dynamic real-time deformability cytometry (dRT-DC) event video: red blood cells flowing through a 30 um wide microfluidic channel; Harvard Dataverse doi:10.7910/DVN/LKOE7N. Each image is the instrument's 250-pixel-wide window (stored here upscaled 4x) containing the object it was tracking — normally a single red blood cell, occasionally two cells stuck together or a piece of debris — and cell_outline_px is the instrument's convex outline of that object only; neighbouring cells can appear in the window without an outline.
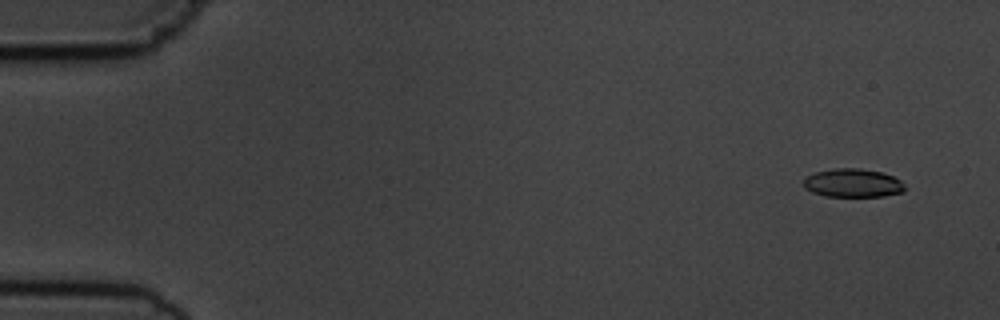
{"species": "common noctule bat (a hibernating species)", "species_latin": "Nyctalus noctula", "temperature_condition": "cold", "stored_images_in_passage": 5, "camera_frame_rate_fps": 3000, "um_per_image_px": 0.085, "animal": {"sex": "male", "body_mass_g": 19.5, "forearm_length_mm": 54.6}, "frame": {"image": 1, "passage_image": 2, "time_ms": 1.0, "image_size_px": [1000, 320], "cell_outline_px": [[904, 192], [884, 196], [824, 196], [812, 192], [804, 188], [804, 176], [816, 172], [832, 168], [860, 168], [880, 172], [892, 176], [900, 180], [904, 184]], "centroid_in_image_um": [72.46, 15.55], "position_along_channel_um": 12.5, "area_um2": 16.88}}
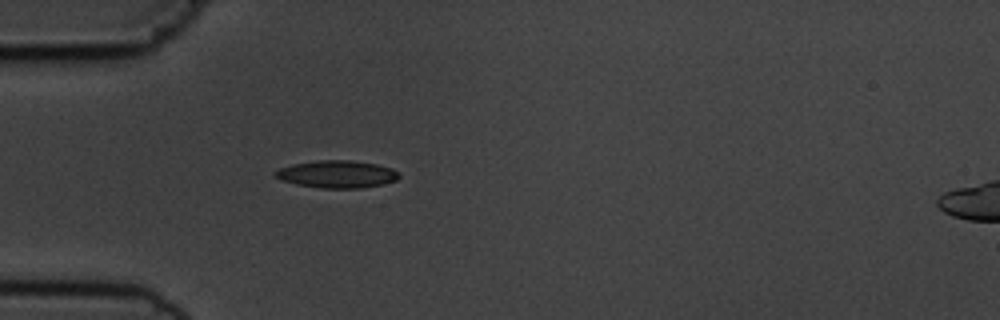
{"frame": {"image": 2, "passage_image": 5, "time_ms": 5.333, "image_size_px": [1000, 320], "cell_outline_px": [[400, 176], [396, 180], [380, 184], [360, 188], [324, 188], [296, 184], [280, 180], [272, 172], [280, 168], [292, 164], [320, 160], [348, 160], [376, 164], [392, 168]], "centroid_in_image_um": [28.6, 14.8], "position_along_channel_um": 56.4, "area_um2": 19.54}}